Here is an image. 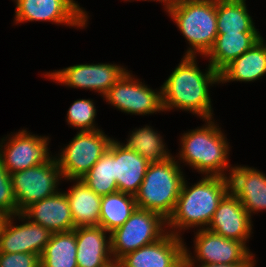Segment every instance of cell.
<instances>
[{
  "label": "cell",
  "instance_id": "obj_12",
  "mask_svg": "<svg viewBox=\"0 0 266 267\" xmlns=\"http://www.w3.org/2000/svg\"><path fill=\"white\" fill-rule=\"evenodd\" d=\"M11 135L0 142V158L9 174L46 163L52 158L48 136H38L26 129Z\"/></svg>",
  "mask_w": 266,
  "mask_h": 267
},
{
  "label": "cell",
  "instance_id": "obj_18",
  "mask_svg": "<svg viewBox=\"0 0 266 267\" xmlns=\"http://www.w3.org/2000/svg\"><path fill=\"white\" fill-rule=\"evenodd\" d=\"M231 192L241 201L249 216L266 210V175L248 166H234L228 176Z\"/></svg>",
  "mask_w": 266,
  "mask_h": 267
},
{
  "label": "cell",
  "instance_id": "obj_17",
  "mask_svg": "<svg viewBox=\"0 0 266 267\" xmlns=\"http://www.w3.org/2000/svg\"><path fill=\"white\" fill-rule=\"evenodd\" d=\"M78 267H113L110 233L101 226L75 227ZM109 233V234H108ZM109 235L106 236V235Z\"/></svg>",
  "mask_w": 266,
  "mask_h": 267
},
{
  "label": "cell",
  "instance_id": "obj_3",
  "mask_svg": "<svg viewBox=\"0 0 266 267\" xmlns=\"http://www.w3.org/2000/svg\"><path fill=\"white\" fill-rule=\"evenodd\" d=\"M214 121L206 119L204 126L183 133L176 157L205 176L227 177L226 171L230 175L234 169L228 162L230 145Z\"/></svg>",
  "mask_w": 266,
  "mask_h": 267
},
{
  "label": "cell",
  "instance_id": "obj_13",
  "mask_svg": "<svg viewBox=\"0 0 266 267\" xmlns=\"http://www.w3.org/2000/svg\"><path fill=\"white\" fill-rule=\"evenodd\" d=\"M126 71L123 66L112 63H86L47 72L44 76L71 88L93 90L104 97Z\"/></svg>",
  "mask_w": 266,
  "mask_h": 267
},
{
  "label": "cell",
  "instance_id": "obj_8",
  "mask_svg": "<svg viewBox=\"0 0 266 267\" xmlns=\"http://www.w3.org/2000/svg\"><path fill=\"white\" fill-rule=\"evenodd\" d=\"M17 208L22 213L28 206L58 192L62 172L54 156L46 163L10 174Z\"/></svg>",
  "mask_w": 266,
  "mask_h": 267
},
{
  "label": "cell",
  "instance_id": "obj_28",
  "mask_svg": "<svg viewBox=\"0 0 266 267\" xmlns=\"http://www.w3.org/2000/svg\"><path fill=\"white\" fill-rule=\"evenodd\" d=\"M81 180L101 197L118 191L114 179V139L107 151Z\"/></svg>",
  "mask_w": 266,
  "mask_h": 267
},
{
  "label": "cell",
  "instance_id": "obj_33",
  "mask_svg": "<svg viewBox=\"0 0 266 267\" xmlns=\"http://www.w3.org/2000/svg\"><path fill=\"white\" fill-rule=\"evenodd\" d=\"M0 183H12L10 174L3 166L1 158H0Z\"/></svg>",
  "mask_w": 266,
  "mask_h": 267
},
{
  "label": "cell",
  "instance_id": "obj_10",
  "mask_svg": "<svg viewBox=\"0 0 266 267\" xmlns=\"http://www.w3.org/2000/svg\"><path fill=\"white\" fill-rule=\"evenodd\" d=\"M131 74L127 70L108 90L104 100L127 114L149 115L163 112L161 89L154 91Z\"/></svg>",
  "mask_w": 266,
  "mask_h": 267
},
{
  "label": "cell",
  "instance_id": "obj_36",
  "mask_svg": "<svg viewBox=\"0 0 266 267\" xmlns=\"http://www.w3.org/2000/svg\"><path fill=\"white\" fill-rule=\"evenodd\" d=\"M4 218H5V216L0 212V227L3 223Z\"/></svg>",
  "mask_w": 266,
  "mask_h": 267
},
{
  "label": "cell",
  "instance_id": "obj_26",
  "mask_svg": "<svg viewBox=\"0 0 266 267\" xmlns=\"http://www.w3.org/2000/svg\"><path fill=\"white\" fill-rule=\"evenodd\" d=\"M137 208L135 197L116 191L101 197L100 226L111 233L122 226Z\"/></svg>",
  "mask_w": 266,
  "mask_h": 267
},
{
  "label": "cell",
  "instance_id": "obj_23",
  "mask_svg": "<svg viewBox=\"0 0 266 267\" xmlns=\"http://www.w3.org/2000/svg\"><path fill=\"white\" fill-rule=\"evenodd\" d=\"M69 191H64L68 199L75 227L100 226L101 196L96 194L81 179Z\"/></svg>",
  "mask_w": 266,
  "mask_h": 267
},
{
  "label": "cell",
  "instance_id": "obj_9",
  "mask_svg": "<svg viewBox=\"0 0 266 267\" xmlns=\"http://www.w3.org/2000/svg\"><path fill=\"white\" fill-rule=\"evenodd\" d=\"M194 256L184 244V258L193 266L199 264L255 263V255L243 242L224 238L208 229L195 232ZM196 254V255H195ZM192 256V257H191ZM199 261V262H198Z\"/></svg>",
  "mask_w": 266,
  "mask_h": 267
},
{
  "label": "cell",
  "instance_id": "obj_32",
  "mask_svg": "<svg viewBox=\"0 0 266 267\" xmlns=\"http://www.w3.org/2000/svg\"><path fill=\"white\" fill-rule=\"evenodd\" d=\"M256 263L198 264L197 267H255ZM194 266V267H196Z\"/></svg>",
  "mask_w": 266,
  "mask_h": 267
},
{
  "label": "cell",
  "instance_id": "obj_6",
  "mask_svg": "<svg viewBox=\"0 0 266 267\" xmlns=\"http://www.w3.org/2000/svg\"><path fill=\"white\" fill-rule=\"evenodd\" d=\"M167 232V220L162 215L136 208L122 226L110 233L114 262L116 263L127 253L157 241Z\"/></svg>",
  "mask_w": 266,
  "mask_h": 267
},
{
  "label": "cell",
  "instance_id": "obj_24",
  "mask_svg": "<svg viewBox=\"0 0 266 267\" xmlns=\"http://www.w3.org/2000/svg\"><path fill=\"white\" fill-rule=\"evenodd\" d=\"M246 0H216L218 33L258 32Z\"/></svg>",
  "mask_w": 266,
  "mask_h": 267
},
{
  "label": "cell",
  "instance_id": "obj_25",
  "mask_svg": "<svg viewBox=\"0 0 266 267\" xmlns=\"http://www.w3.org/2000/svg\"><path fill=\"white\" fill-rule=\"evenodd\" d=\"M74 230L52 233L40 256V267H78Z\"/></svg>",
  "mask_w": 266,
  "mask_h": 267
},
{
  "label": "cell",
  "instance_id": "obj_2",
  "mask_svg": "<svg viewBox=\"0 0 266 267\" xmlns=\"http://www.w3.org/2000/svg\"><path fill=\"white\" fill-rule=\"evenodd\" d=\"M184 179L175 208L167 219L168 232L181 237L180 231L207 229L219 202L230 190L229 177L204 176L188 187Z\"/></svg>",
  "mask_w": 266,
  "mask_h": 267
},
{
  "label": "cell",
  "instance_id": "obj_16",
  "mask_svg": "<svg viewBox=\"0 0 266 267\" xmlns=\"http://www.w3.org/2000/svg\"><path fill=\"white\" fill-rule=\"evenodd\" d=\"M251 218L241 201L229 190L219 202L207 229L247 245L253 233Z\"/></svg>",
  "mask_w": 266,
  "mask_h": 267
},
{
  "label": "cell",
  "instance_id": "obj_5",
  "mask_svg": "<svg viewBox=\"0 0 266 267\" xmlns=\"http://www.w3.org/2000/svg\"><path fill=\"white\" fill-rule=\"evenodd\" d=\"M165 11L190 45L185 56H205L218 35L216 0H182Z\"/></svg>",
  "mask_w": 266,
  "mask_h": 267
},
{
  "label": "cell",
  "instance_id": "obj_15",
  "mask_svg": "<svg viewBox=\"0 0 266 267\" xmlns=\"http://www.w3.org/2000/svg\"><path fill=\"white\" fill-rule=\"evenodd\" d=\"M184 240L167 232L157 241L121 257L118 267H175L184 259Z\"/></svg>",
  "mask_w": 266,
  "mask_h": 267
},
{
  "label": "cell",
  "instance_id": "obj_29",
  "mask_svg": "<svg viewBox=\"0 0 266 267\" xmlns=\"http://www.w3.org/2000/svg\"><path fill=\"white\" fill-rule=\"evenodd\" d=\"M96 107L93 100L77 99L67 111V123L79 131L100 130L95 124Z\"/></svg>",
  "mask_w": 266,
  "mask_h": 267
},
{
  "label": "cell",
  "instance_id": "obj_7",
  "mask_svg": "<svg viewBox=\"0 0 266 267\" xmlns=\"http://www.w3.org/2000/svg\"><path fill=\"white\" fill-rule=\"evenodd\" d=\"M113 138L101 130L79 131L55 156L65 180L82 179L107 151Z\"/></svg>",
  "mask_w": 266,
  "mask_h": 267
},
{
  "label": "cell",
  "instance_id": "obj_19",
  "mask_svg": "<svg viewBox=\"0 0 266 267\" xmlns=\"http://www.w3.org/2000/svg\"><path fill=\"white\" fill-rule=\"evenodd\" d=\"M22 214L32 223L41 225L52 233L75 228L68 199L63 191L32 203Z\"/></svg>",
  "mask_w": 266,
  "mask_h": 267
},
{
  "label": "cell",
  "instance_id": "obj_14",
  "mask_svg": "<svg viewBox=\"0 0 266 267\" xmlns=\"http://www.w3.org/2000/svg\"><path fill=\"white\" fill-rule=\"evenodd\" d=\"M25 222L14 225L13 219ZM25 220V221H24ZM52 232L32 223L22 213L6 216L0 227V253H32L39 257L50 241Z\"/></svg>",
  "mask_w": 266,
  "mask_h": 267
},
{
  "label": "cell",
  "instance_id": "obj_27",
  "mask_svg": "<svg viewBox=\"0 0 266 267\" xmlns=\"http://www.w3.org/2000/svg\"><path fill=\"white\" fill-rule=\"evenodd\" d=\"M126 144L127 149L137 152L149 163L161 162L172 156L162 136L151 126L145 125L143 128L135 129L129 135Z\"/></svg>",
  "mask_w": 266,
  "mask_h": 267
},
{
  "label": "cell",
  "instance_id": "obj_31",
  "mask_svg": "<svg viewBox=\"0 0 266 267\" xmlns=\"http://www.w3.org/2000/svg\"><path fill=\"white\" fill-rule=\"evenodd\" d=\"M0 212L6 216L19 214L12 183H0Z\"/></svg>",
  "mask_w": 266,
  "mask_h": 267
},
{
  "label": "cell",
  "instance_id": "obj_22",
  "mask_svg": "<svg viewBox=\"0 0 266 267\" xmlns=\"http://www.w3.org/2000/svg\"><path fill=\"white\" fill-rule=\"evenodd\" d=\"M261 38L259 32L218 33L212 48L204 57H208L212 68L220 72Z\"/></svg>",
  "mask_w": 266,
  "mask_h": 267
},
{
  "label": "cell",
  "instance_id": "obj_1",
  "mask_svg": "<svg viewBox=\"0 0 266 267\" xmlns=\"http://www.w3.org/2000/svg\"><path fill=\"white\" fill-rule=\"evenodd\" d=\"M196 56H183L181 62L160 87L164 111L181 109L189 111L201 119H212V102L209 87L220 83L219 72L208 63L202 72Z\"/></svg>",
  "mask_w": 266,
  "mask_h": 267
},
{
  "label": "cell",
  "instance_id": "obj_20",
  "mask_svg": "<svg viewBox=\"0 0 266 267\" xmlns=\"http://www.w3.org/2000/svg\"><path fill=\"white\" fill-rule=\"evenodd\" d=\"M149 164L144 157L114 139V179L118 191L135 196Z\"/></svg>",
  "mask_w": 266,
  "mask_h": 267
},
{
  "label": "cell",
  "instance_id": "obj_4",
  "mask_svg": "<svg viewBox=\"0 0 266 267\" xmlns=\"http://www.w3.org/2000/svg\"><path fill=\"white\" fill-rule=\"evenodd\" d=\"M171 156L161 162L150 163L135 194L137 208L157 212L166 220L172 214L184 174L178 161Z\"/></svg>",
  "mask_w": 266,
  "mask_h": 267
},
{
  "label": "cell",
  "instance_id": "obj_34",
  "mask_svg": "<svg viewBox=\"0 0 266 267\" xmlns=\"http://www.w3.org/2000/svg\"><path fill=\"white\" fill-rule=\"evenodd\" d=\"M143 1H147V0H143ZM148 1H159L161 3H164V7H166L165 10H167L169 7L180 3L182 0H148Z\"/></svg>",
  "mask_w": 266,
  "mask_h": 267
},
{
  "label": "cell",
  "instance_id": "obj_11",
  "mask_svg": "<svg viewBox=\"0 0 266 267\" xmlns=\"http://www.w3.org/2000/svg\"><path fill=\"white\" fill-rule=\"evenodd\" d=\"M14 23L49 21L54 24L85 28L88 14L74 0H14Z\"/></svg>",
  "mask_w": 266,
  "mask_h": 267
},
{
  "label": "cell",
  "instance_id": "obj_30",
  "mask_svg": "<svg viewBox=\"0 0 266 267\" xmlns=\"http://www.w3.org/2000/svg\"><path fill=\"white\" fill-rule=\"evenodd\" d=\"M0 267H40V257L32 253H0Z\"/></svg>",
  "mask_w": 266,
  "mask_h": 267
},
{
  "label": "cell",
  "instance_id": "obj_35",
  "mask_svg": "<svg viewBox=\"0 0 266 267\" xmlns=\"http://www.w3.org/2000/svg\"><path fill=\"white\" fill-rule=\"evenodd\" d=\"M175 267H194L192 264H190L185 258L180 261Z\"/></svg>",
  "mask_w": 266,
  "mask_h": 267
},
{
  "label": "cell",
  "instance_id": "obj_21",
  "mask_svg": "<svg viewBox=\"0 0 266 267\" xmlns=\"http://www.w3.org/2000/svg\"><path fill=\"white\" fill-rule=\"evenodd\" d=\"M266 75V43L263 37L219 72L220 83L253 82Z\"/></svg>",
  "mask_w": 266,
  "mask_h": 267
}]
</instances>
